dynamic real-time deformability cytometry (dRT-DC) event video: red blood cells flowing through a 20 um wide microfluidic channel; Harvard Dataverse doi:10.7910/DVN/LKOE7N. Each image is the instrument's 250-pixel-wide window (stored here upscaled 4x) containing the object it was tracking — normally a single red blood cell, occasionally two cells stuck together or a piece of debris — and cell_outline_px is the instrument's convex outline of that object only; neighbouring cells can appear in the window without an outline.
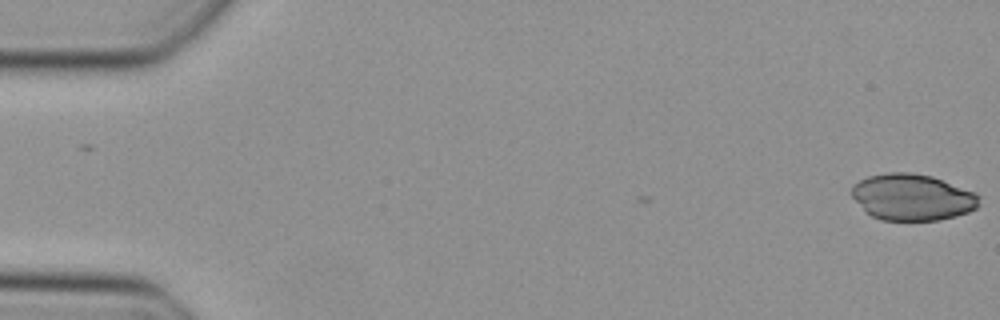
{"species": "Egyptian fruit bat (a non-hibernating species)", "species_latin": "Rousettus aegyptiacus", "temperature_condition": "cold", "stored_images_in_passage": 2, "camera_frame_rate_fps": 3000, "um_per_image_px": 0.085, "animal": {"sex": "female"}, "frame": {"image": 1, "passage_image": 2, "time_ms": 0.333, "image_size_px": [1000, 320], "cell_outline_px": [[980, 196], [976, 208], [968, 212], [956, 216], [940, 220], [880, 220], [872, 216], [852, 196], [852, 184], [868, 176], [888, 172], [912, 172], [932, 176], [976, 192]], "centroid_in_image_um": [77.57, 16.75], "position_along_channel_um": 7.4, "area_um2": 34.45}}